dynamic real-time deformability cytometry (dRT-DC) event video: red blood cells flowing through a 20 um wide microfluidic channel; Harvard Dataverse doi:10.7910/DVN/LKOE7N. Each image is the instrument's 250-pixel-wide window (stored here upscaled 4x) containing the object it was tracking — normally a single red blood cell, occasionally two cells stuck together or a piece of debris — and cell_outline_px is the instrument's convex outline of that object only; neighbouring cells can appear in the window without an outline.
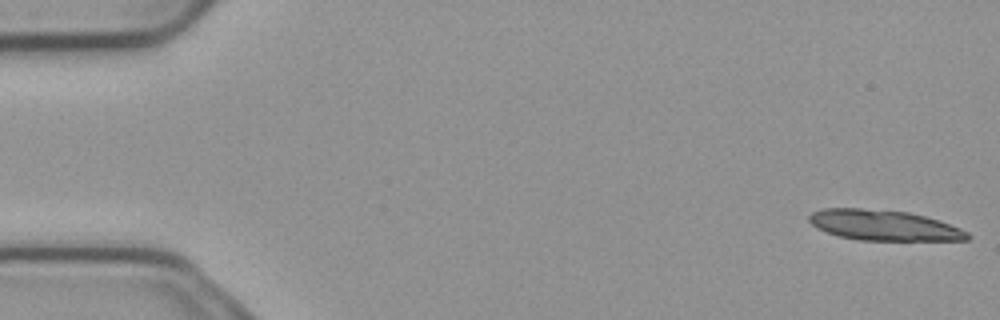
{"species": "common noctule bat (a hibernating species)", "species_latin": "Nyctalus noctula", "temperature_condition": "cold", "stored_images_in_passage": 55, "segment_of_instrument_passage": [1, 2], "camera_frame_rate_fps": 3000, "um_per_image_px": 0.085, "animal": {"sex": "male", "body_mass_g": 23.1, "forearm_length_mm": 52.7}, "frame": {"image": 1, "passage_image": 1, "time_ms": 0.0, "image_size_px": [1000, 320], "cell_outline_px": [[972, 236], [968, 240], [860, 240], [840, 236], [816, 228], [808, 220], [808, 216], [812, 212], [824, 208], [860, 208], [908, 212], [940, 220], [960, 228], [968, 232]], "centroid_in_image_um": [75.14, 19.15], "position_along_channel_um": 9.9, "area_um2": 28.03}}